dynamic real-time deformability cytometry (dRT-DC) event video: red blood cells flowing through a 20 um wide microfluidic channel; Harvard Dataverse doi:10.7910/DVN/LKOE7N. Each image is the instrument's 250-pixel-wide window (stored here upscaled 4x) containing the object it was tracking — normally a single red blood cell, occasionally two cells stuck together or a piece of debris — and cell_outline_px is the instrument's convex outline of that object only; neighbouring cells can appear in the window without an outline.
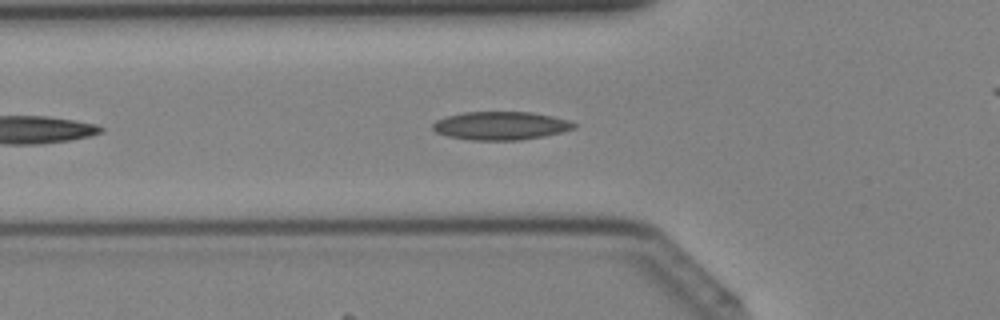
{"species": "Egyptian fruit bat (a non-hibernating species)", "species_latin": "Rousettus aegyptiacus", "temperature_condition": "cold", "stored_images_in_passage": 21, "camera_frame_rate_fps": 3000, "um_per_image_px": 0.085, "animal": {"sex": "female"}, "frame": {"image": 1, "passage_image": 5, "time_ms": 1.333, "image_size_px": [1000, 320], "cell_outline_px": [[576, 128], [544, 136], [520, 140], [472, 140], [448, 136], [436, 132], [432, 128], [432, 124], [436, 120], [444, 116], [464, 112], [532, 112], [552, 116], [568, 120], [576, 124]], "centroid_in_image_um": [42.54, 10.68], "position_along_channel_um": 83.3, "area_um2": 23.29}}
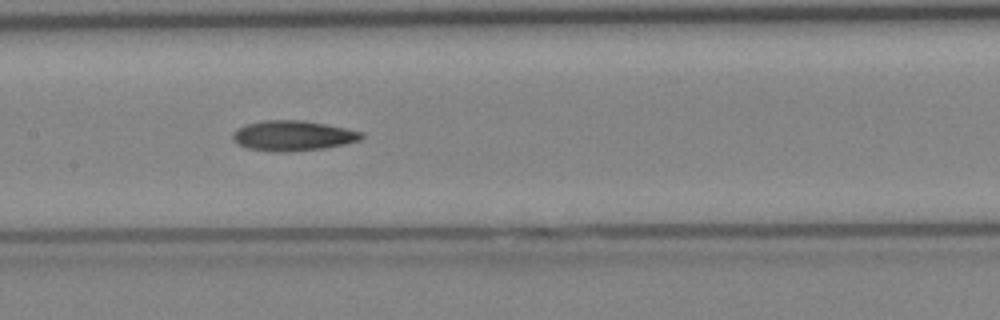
{"frame": {"image": 2, "passage_image": 11, "time_ms": 3.333, "image_size_px": [1000, 320], "cell_outline_px": [[364, 136], [360, 140], [344, 144], [324, 148], [288, 152], [280, 152], [248, 148], [236, 144], [232, 140], [232, 132], [236, 128], [244, 124], [264, 120], [304, 120], [364, 132]], "centroid_in_image_um": [24.85, 11.53], "position_along_channel_um": 182.6, "area_um2": 22.77}}
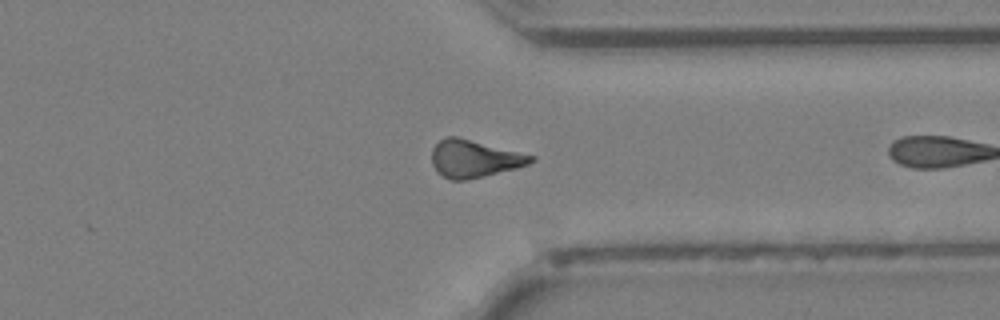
{"frame": {"image": 3, "passage_image": 20, "time_ms": 6.333, "image_size_px": [1000, 320], "cell_outline_px": [[536, 160], [528, 164], [516, 168], [484, 176], [464, 180], [452, 180], [436, 172], [432, 164], [432, 148], [444, 136], [456, 136], [536, 156]], "centroid_in_image_um": [40.3, 13.48], "position_along_channel_um": 371.1, "area_um2": 21.56}}